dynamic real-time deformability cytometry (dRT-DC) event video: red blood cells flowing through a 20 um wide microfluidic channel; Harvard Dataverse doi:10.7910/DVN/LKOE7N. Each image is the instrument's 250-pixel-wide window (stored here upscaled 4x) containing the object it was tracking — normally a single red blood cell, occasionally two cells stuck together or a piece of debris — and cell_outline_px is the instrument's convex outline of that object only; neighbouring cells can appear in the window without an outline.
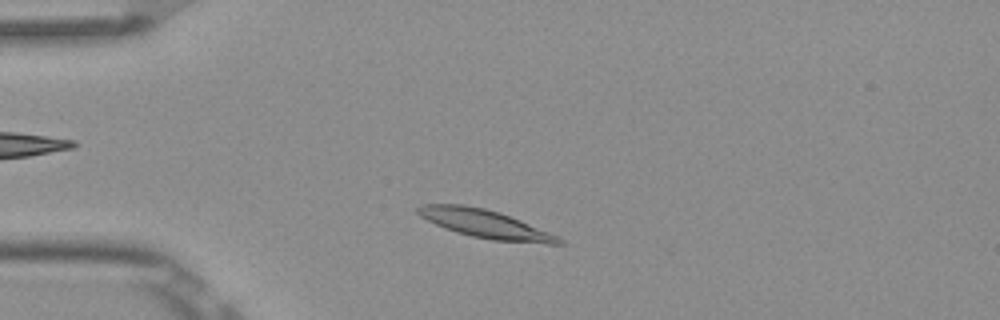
{"species": "Egyptian fruit bat (a non-hibernating species)", "species_latin": "Rousettus aegyptiacus", "temperature_condition": "room temperature", "stored_images_in_passage": 6, "camera_frame_rate_fps": 3000, "um_per_image_px": 0.085, "frame": {"image": 1, "passage_image": 1, "time_ms": 0.0, "image_size_px": [1000, 320], "cell_outline_px": [[564, 244], [548, 244], [492, 240], [472, 236], [456, 232], [444, 228], [420, 216], [416, 212], [416, 208], [420, 204], [464, 204], [484, 208], [500, 212], [520, 220], [548, 232], [564, 240]], "centroid_in_image_um": [41.21, 19.02], "position_along_channel_um": 43.8, "area_um2": 23.12}}
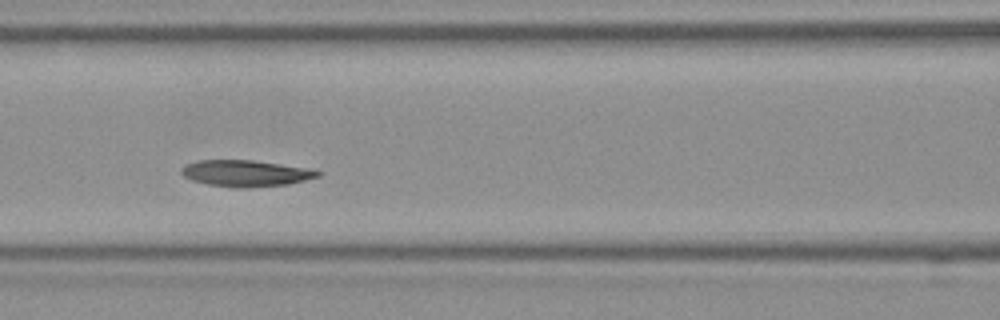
{"frame": {"image": 2, "passage_image": 4, "time_ms": 1.0, "image_size_px": [1000, 320], "cell_outline_px": [[320, 176], [288, 184], [248, 188], [236, 188], [208, 184], [192, 180], [184, 176], [180, 172], [180, 168], [184, 164], [196, 160], [252, 160], [316, 168], [320, 172]], "centroid_in_image_um": [20.9, 14.72], "position_along_channel_um": 145.7, "area_um2": 21.33}}
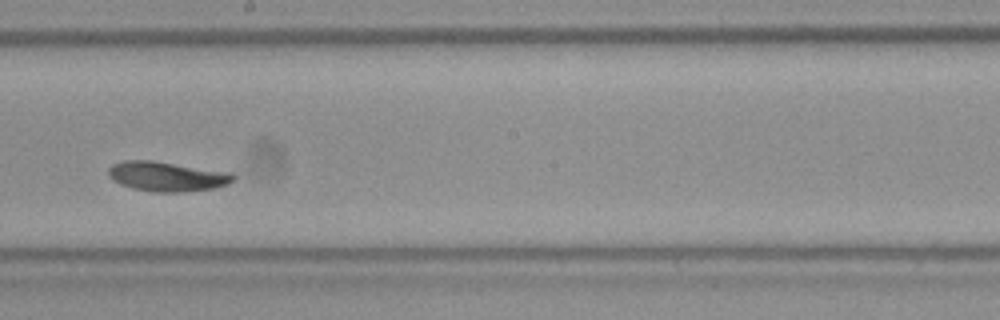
{"frame": {"image": 3, "passage_image": 6, "time_ms": 1.667, "image_size_px": [1000, 320], "cell_outline_px": [[236, 180], [228, 184], [216, 188], [180, 192], [152, 192], [132, 188], [120, 184], [112, 180], [108, 176], [108, 168], [112, 164], [124, 160], [152, 160], [232, 172], [236, 176]], "centroid_in_image_um": [14.21, 14.99], "position_along_channel_um": 234.0, "area_um2": 21.96}}